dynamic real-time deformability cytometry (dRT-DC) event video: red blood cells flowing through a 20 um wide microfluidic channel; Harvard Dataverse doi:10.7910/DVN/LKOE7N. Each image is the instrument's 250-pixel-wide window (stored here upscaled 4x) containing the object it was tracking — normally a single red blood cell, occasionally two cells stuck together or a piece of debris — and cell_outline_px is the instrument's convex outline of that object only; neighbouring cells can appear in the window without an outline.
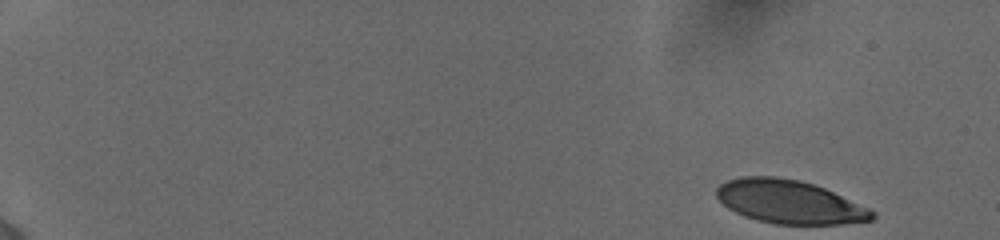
{"species": "human", "species_latin": "Homo sapiens", "temperature_condition": "cold", "stored_images_in_passage": 42, "camera_frame_rate_fps": 3000, "um_per_image_px": 0.085, "donor": {"sex": "female"}, "frame": {"image": 1, "passage_image": 1, "time_ms": 0.0, "image_size_px": [1000, 240], "cell_outline_px": [[876, 216], [872, 220], [840, 224], [776, 224], [756, 220], [744, 216], [728, 208], [716, 196], [716, 188], [720, 184], [728, 180], [740, 176], [776, 176], [800, 180], [824, 188], [868, 208], [876, 212]], "centroid_in_image_um": [67.07, 17.15], "position_along_channel_um": 17.9, "area_um2": 39.25}}
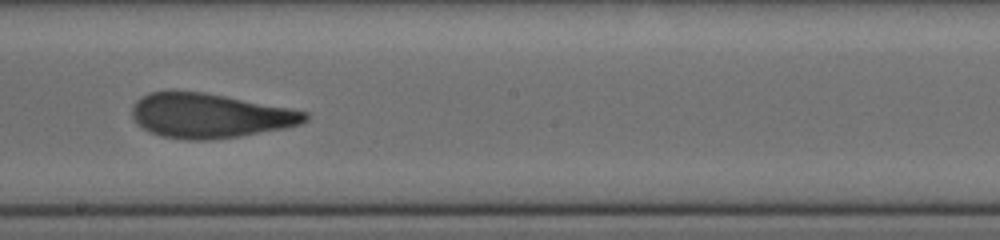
{"frame": {"image": 2, "passage_image": 23, "time_ms": 10.0, "image_size_px": [1000, 240], "cell_outline_px": [[308, 120], [300, 124], [284, 128], [240, 136], [204, 140], [192, 140], [160, 136], [144, 128], [132, 116], [132, 108], [136, 100], [140, 96], [148, 92], [172, 88], [204, 92], [292, 108], [308, 112]], "centroid_in_image_um": [17.81, 9.79], "position_along_channel_um": 230.4, "area_um2": 45.37}}
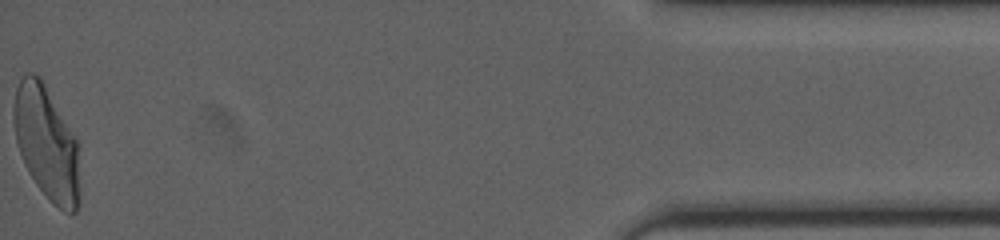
{"frame": {"image": 3, "passage_image": 42, "time_ms": 17.0, "image_size_px": [1000, 240], "cell_outline_px": [[80, 204], [76, 212], [64, 212], [52, 204], [36, 184], [28, 172], [24, 164], [16, 140], [12, 116], [16, 88], [24, 72], [32, 72], [40, 76], [76, 136], [80, 144]], "centroid_in_image_um": [4.0, 12.18], "position_along_channel_um": 431.2, "area_um2": 44.85}, "authors_computed_cell_mechanics": {"area_um2": 44.6794, "velocity_mm_per_s": 3.8741, "shape_relaxation_time_tau1_ms": 5.793, "shape_relaxation_time_tau2_ms": 1.3879, "deformation_change_tau1": 0.2231, "deformation_change_tau2": 0.096}}